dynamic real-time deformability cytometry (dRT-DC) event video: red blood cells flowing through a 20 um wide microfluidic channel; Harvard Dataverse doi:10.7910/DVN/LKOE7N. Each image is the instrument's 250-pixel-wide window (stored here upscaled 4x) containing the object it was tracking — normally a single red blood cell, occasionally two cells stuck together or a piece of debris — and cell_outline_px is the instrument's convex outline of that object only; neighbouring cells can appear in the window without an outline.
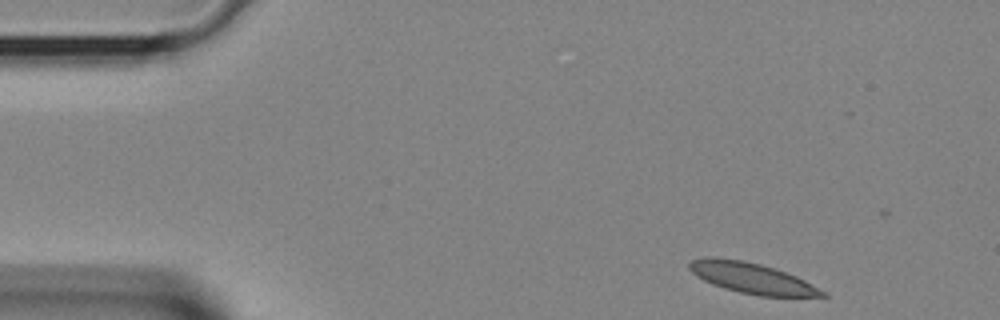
{"species": "Egyptian fruit bat (a non-hibernating species)", "species_latin": "Rousettus aegyptiacus", "temperature_condition": "room temperature", "stored_images_in_passage": 35, "camera_frame_rate_fps": 3000, "um_per_image_px": 0.085, "animal": {"sex": "female"}, "frame": {"image": 1, "passage_image": 1, "time_ms": 0.0, "image_size_px": [1000, 320], "cell_outline_px": [[828, 296], [760, 296], [740, 292], [724, 288], [712, 284], [696, 276], [688, 268], [688, 264], [692, 260], [704, 256], [716, 256], [744, 260], [760, 264], [796, 276], [828, 292]], "centroid_in_image_um": [63.87, 23.62], "position_along_channel_um": 21.1, "area_um2": 23.81}}
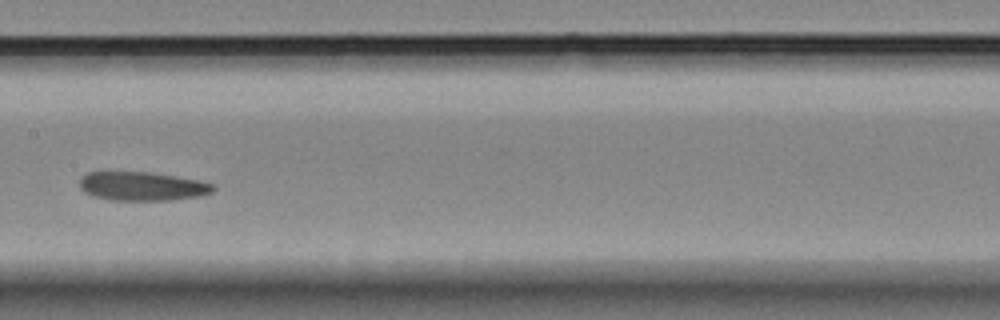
{"frame": {"image": 2, "passage_image": 16, "time_ms": 5.0, "image_size_px": [1000, 320], "cell_outline_px": [[216, 188], [212, 192], [200, 196], [172, 200], [108, 200], [92, 196], [84, 192], [80, 188], [80, 176], [88, 172], [152, 172], [200, 180], [216, 184]], "centroid_in_image_um": [12.1, 15.83], "position_along_channel_um": 195.3, "area_um2": 22.77}}
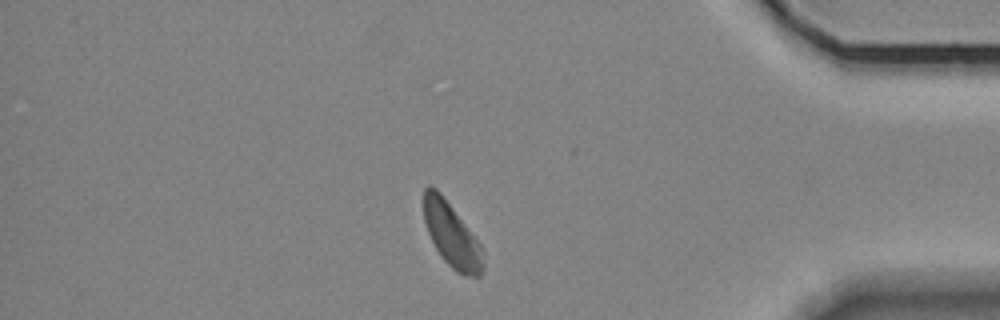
{"frame": {"image": 3, "passage_image": 30, "time_ms": 9.667, "image_size_px": [1000, 320], "cell_outline_px": [[484, 268], [480, 276], [464, 276], [456, 272], [440, 256], [428, 232], [424, 220], [424, 188], [428, 184], [436, 188], [440, 192], [480, 244], [484, 264]], "centroid_in_image_um": [38.38, 19.99], "position_along_channel_um": 396.8, "area_um2": 21.85}}